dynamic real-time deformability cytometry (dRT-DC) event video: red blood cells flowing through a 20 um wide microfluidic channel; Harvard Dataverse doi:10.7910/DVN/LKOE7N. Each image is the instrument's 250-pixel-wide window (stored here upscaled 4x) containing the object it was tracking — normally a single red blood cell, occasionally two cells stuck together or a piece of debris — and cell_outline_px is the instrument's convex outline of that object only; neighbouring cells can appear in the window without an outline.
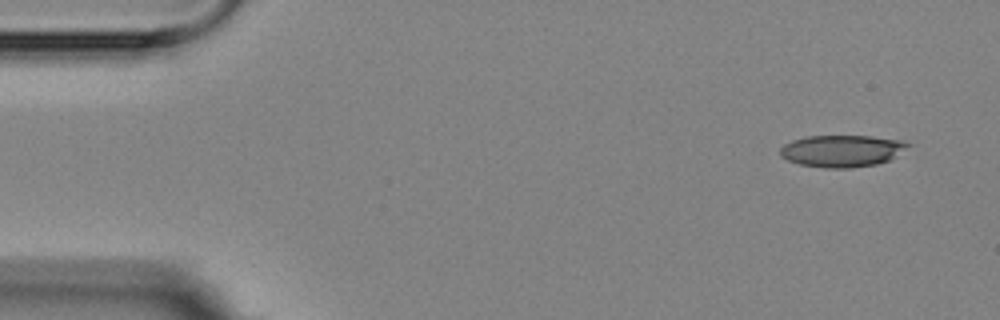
{"species": "Egyptian fruit bat (a non-hibernating species)", "species_latin": "Rousettus aegyptiacus", "temperature_condition": "room temperature", "stored_images_in_passage": 4, "camera_frame_rate_fps": 3000, "um_per_image_px": 0.085, "animal": {"sex": "female"}, "frame": {"image": 1, "passage_image": 1, "time_ms": 0.0, "image_size_px": [1000, 320], "cell_outline_px": [[912, 144], [888, 160], [876, 164], [852, 168], [824, 168], [800, 164], [788, 160], [780, 156], [780, 148], [784, 144], [792, 140], [808, 136], [872, 136], [900, 140]], "centroid_in_image_um": [71.53, 12.82], "position_along_channel_um": 13.5, "area_um2": 23.64}}
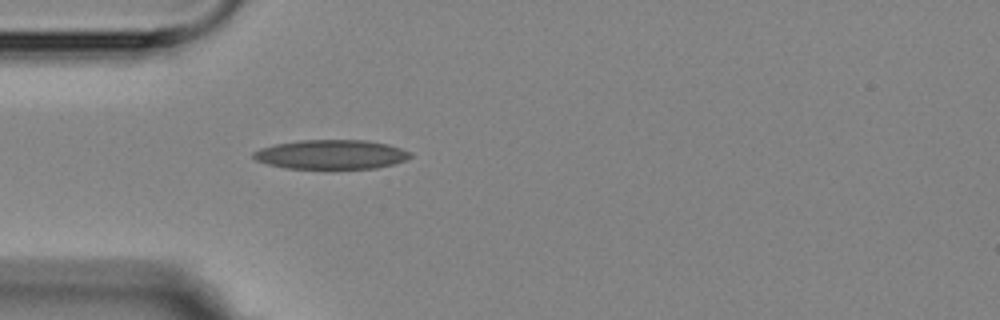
{"frame": {"image": 2, "passage_image": 4, "time_ms": 4.0, "image_size_px": [1000, 320], "cell_outline_px": [[412, 156], [404, 160], [392, 164], [376, 168], [324, 172], [284, 168], [268, 164], [256, 160], [252, 156], [252, 152], [260, 148], [276, 144], [300, 140], [364, 140], [388, 144], [412, 152]], "centroid_in_image_um": [28.12, 13.18], "position_along_channel_um": 56.9, "area_um2": 27.98}}